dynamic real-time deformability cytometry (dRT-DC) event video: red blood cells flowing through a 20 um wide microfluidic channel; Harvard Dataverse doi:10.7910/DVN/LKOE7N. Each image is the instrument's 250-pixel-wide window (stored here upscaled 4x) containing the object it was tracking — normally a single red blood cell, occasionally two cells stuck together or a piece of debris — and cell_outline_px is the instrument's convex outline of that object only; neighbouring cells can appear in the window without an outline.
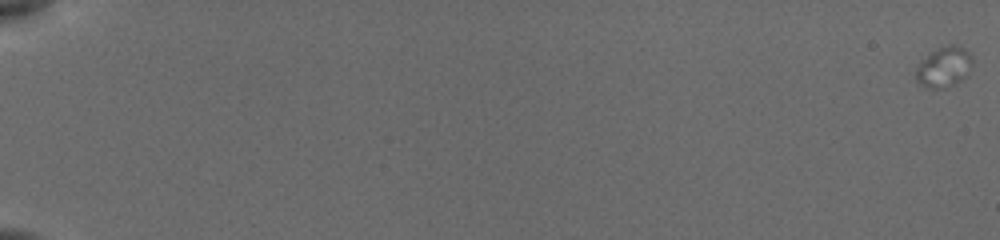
{"species": "common noctule bat (a hibernating species)", "species_latin": "Nyctalus noctula", "temperature_condition": "cold", "stored_images_in_passage": 22, "camera_frame_rate_fps": 3000, "um_per_image_px": 0.085, "animal": {"sex": "female", "body_mass_g": 19.5, "forearm_length_mm": 54.1}, "frame": {"image": 1, "passage_image": 1, "time_ms": 0.0, "image_size_px": [1000, 240], "cell_outline_px": [[972, 64], [968, 76], [944, 88], [928, 88], [920, 84], [916, 80], [916, 68], [932, 52], [948, 44], [956, 44], [968, 52], [972, 60]], "centroid_in_image_um": [80.26, 5.71], "position_along_channel_um": 4.7, "area_um2": 12.95}}